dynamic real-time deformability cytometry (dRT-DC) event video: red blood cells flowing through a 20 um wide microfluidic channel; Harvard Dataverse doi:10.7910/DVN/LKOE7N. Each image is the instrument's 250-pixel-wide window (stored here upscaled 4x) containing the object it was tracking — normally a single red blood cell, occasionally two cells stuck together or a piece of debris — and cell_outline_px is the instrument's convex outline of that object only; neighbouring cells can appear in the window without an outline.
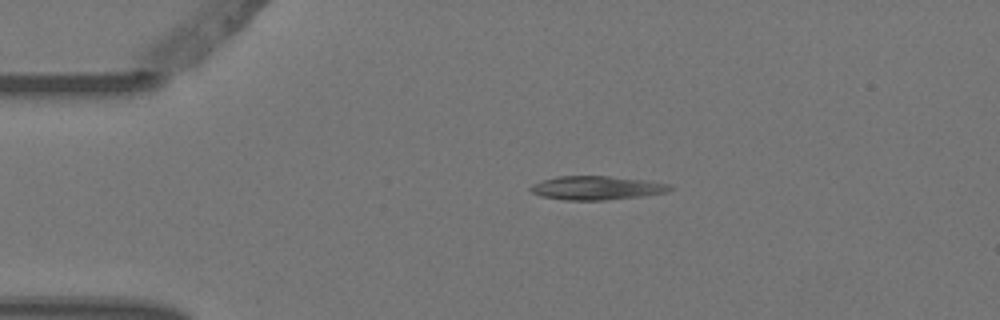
{"species": "Egyptian fruit bat (a non-hibernating species)", "species_latin": "Rousettus aegyptiacus", "temperature_condition": "warm", "stored_images_in_passage": 4, "camera_frame_rate_fps": 3000, "um_per_image_px": 0.085, "animal": {"sex": "female"}, "frame": {"image": 1, "passage_image": 1, "time_ms": 0.0, "image_size_px": [1000, 320], "cell_outline_px": [[672, 188], [668, 192], [644, 196], [604, 200], [564, 200], [540, 196], [532, 192], [528, 188], [532, 184], [556, 176], [608, 176], [644, 180], [668, 184]], "centroid_in_image_um": [50.68, 15.98], "position_along_channel_um": 34.3, "area_um2": 19.25}}
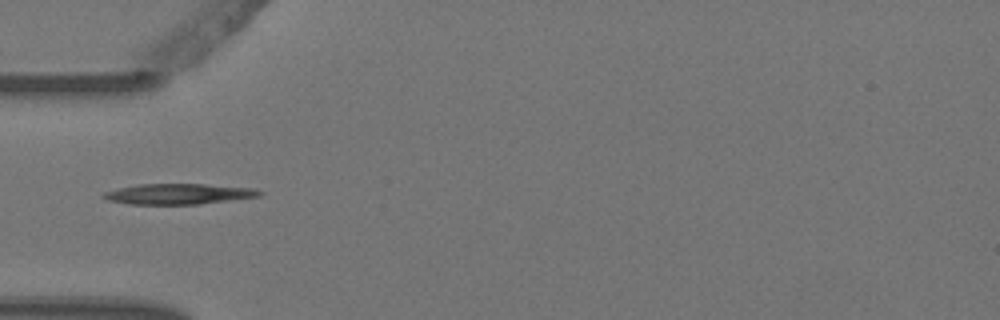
{"frame": {"image": 2, "passage_image": 2, "time_ms": 0.333, "image_size_px": [1000, 320], "cell_outline_px": [[264, 192], [260, 196], [200, 204], [128, 204], [108, 200], [100, 196], [104, 192], [116, 188], [136, 184], [204, 184], [252, 188]], "centroid_in_image_um": [15.12, 16.48], "position_along_channel_um": 69.9, "area_um2": 18.73}}
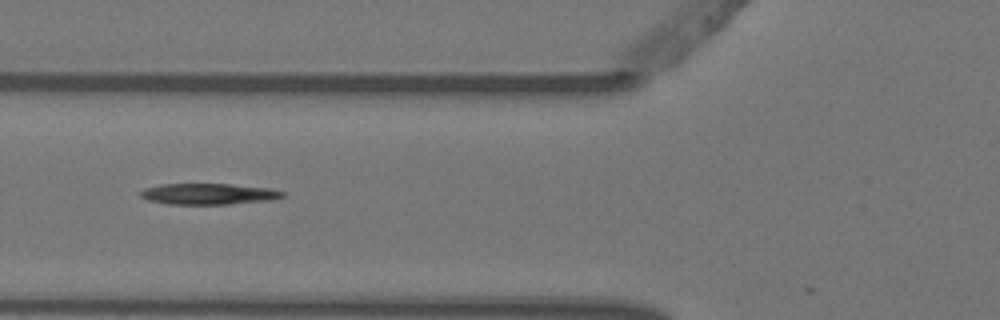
{"frame": {"image": 3, "passage_image": 3, "time_ms": 0.667, "image_size_px": [1000, 320], "cell_outline_px": [[284, 196], [272, 200], [228, 204], [168, 204], [148, 200], [140, 196], [140, 192], [144, 188], [160, 184], [232, 184], [272, 188], [284, 192]], "centroid_in_image_um": [17.74, 16.48], "position_along_channel_um": 108.1, "area_um2": 17.51}}